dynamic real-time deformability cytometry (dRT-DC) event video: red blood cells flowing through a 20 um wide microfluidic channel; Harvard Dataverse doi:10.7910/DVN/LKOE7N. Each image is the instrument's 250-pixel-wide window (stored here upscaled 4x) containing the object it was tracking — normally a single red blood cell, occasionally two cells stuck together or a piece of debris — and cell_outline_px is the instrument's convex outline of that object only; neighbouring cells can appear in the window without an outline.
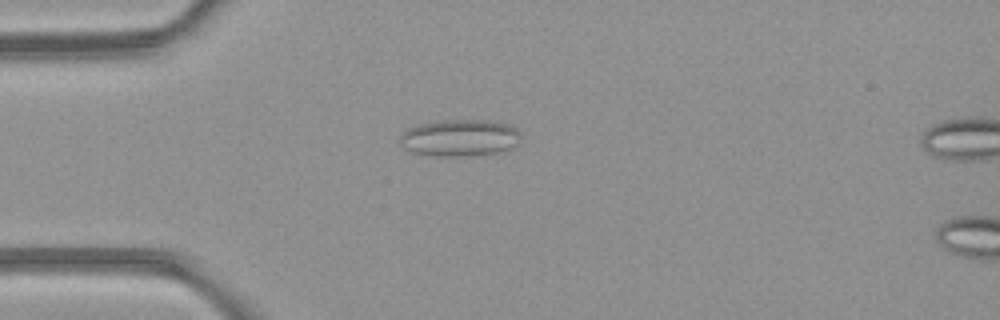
{"species": "common noctule bat (a hibernating species)", "species_latin": "Nyctalus noctula", "temperature_condition": "room temperature", "stored_images_in_passage": 2, "camera_frame_rate_fps": 3000, "um_per_image_px": 0.085, "animal": {"sex": "female", "body_mass_g": 21.9}, "frame": {"image": 1, "passage_image": 1, "time_ms": 0.0, "image_size_px": [1000, 320], "cell_outline_px": [[520, 136], [516, 144], [512, 148], [496, 152], [464, 156], [436, 156], [412, 152], [404, 148], [400, 144], [400, 136], [408, 128], [420, 124], [444, 120], [484, 120], [508, 124], [516, 128], [520, 132]], "centroid_in_image_um": [39.06, 11.71], "position_along_channel_um": 45.9, "area_um2": 25.78}}